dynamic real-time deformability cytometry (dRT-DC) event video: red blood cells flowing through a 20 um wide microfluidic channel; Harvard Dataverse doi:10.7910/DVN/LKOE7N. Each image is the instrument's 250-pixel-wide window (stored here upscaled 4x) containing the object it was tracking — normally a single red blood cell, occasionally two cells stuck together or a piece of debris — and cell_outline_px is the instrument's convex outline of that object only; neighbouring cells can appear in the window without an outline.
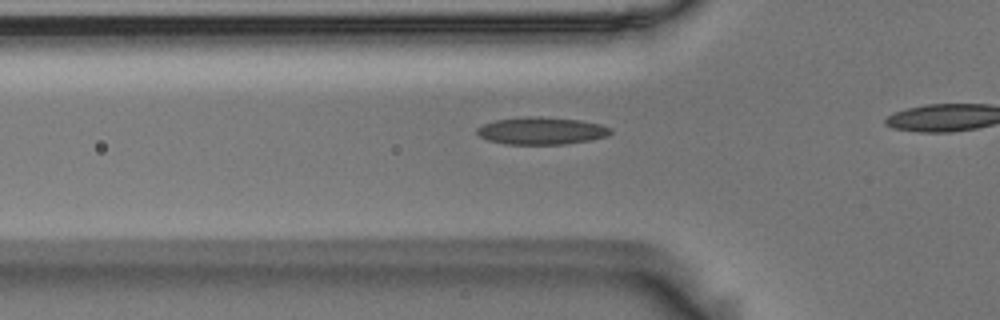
{"species": "Egyptian fruit bat (a non-hibernating species)", "species_latin": "Rousettus aegyptiacus", "temperature_condition": "room temperature", "stored_images_in_passage": 34, "camera_frame_rate_fps": 3000, "um_per_image_px": 0.085, "animal": {"sex": "male"}, "frame": {"image": 1, "passage_image": 9, "time_ms": 2.667, "image_size_px": [1000, 320], "cell_outline_px": [[612, 132], [608, 136], [588, 140], [564, 144], [504, 144], [488, 140], [480, 136], [476, 132], [476, 128], [484, 124], [496, 120], [524, 116], [540, 116], [580, 120], [600, 124], [612, 128]], "centroid_in_image_um": [46.02, 11.11], "position_along_channel_um": 79.8, "area_um2": 21.33}}
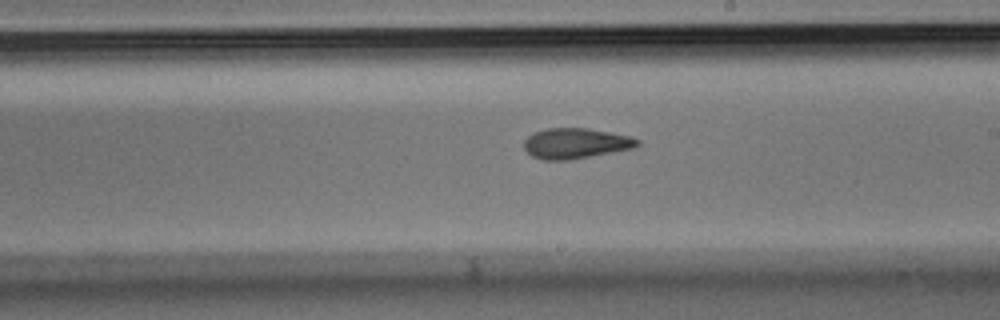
{"frame": {"image": 2, "passage_image": 22, "time_ms": 7.0, "image_size_px": [1000, 320], "cell_outline_px": [[640, 144], [636, 148], [572, 160], [544, 160], [532, 156], [524, 148], [524, 140], [532, 132], [548, 128], [588, 128], [632, 136], [640, 140]], "centroid_in_image_um": [48.97, 12.19], "position_along_channel_um": 240.0, "area_um2": 20.46}}
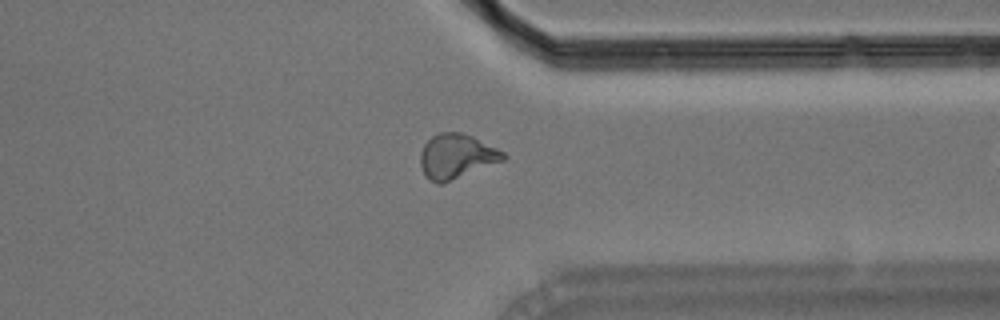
{"frame": {"image": 3, "passage_image": 33, "time_ms": 10.667, "image_size_px": [1000, 320], "cell_outline_px": [[508, 156], [504, 160], [444, 184], [436, 184], [424, 176], [420, 164], [420, 152], [424, 144], [432, 136], [440, 132], [460, 132], [472, 136], [504, 152]], "centroid_in_image_um": [38.77, 13.31], "position_along_channel_um": 372.6, "area_um2": 21.73}}